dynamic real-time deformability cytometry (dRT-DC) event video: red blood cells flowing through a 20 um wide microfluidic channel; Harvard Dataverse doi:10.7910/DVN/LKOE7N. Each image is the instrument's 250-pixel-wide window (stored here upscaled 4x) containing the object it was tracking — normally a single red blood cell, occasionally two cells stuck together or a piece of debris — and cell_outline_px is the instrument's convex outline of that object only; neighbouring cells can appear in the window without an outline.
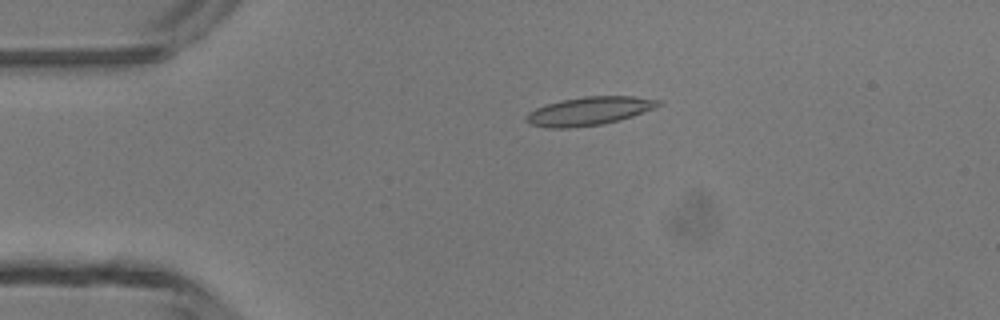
{"species": "common noctule bat (a hibernating species)", "species_latin": "Nyctalus noctula", "temperature_condition": "room temperature", "stored_images_in_passage": 3, "camera_frame_rate_fps": 3000, "um_per_image_px": 0.085, "animal": {"sex": "male", "body_mass_g": 13.3}, "frame": {"image": 1, "passage_image": 2, "time_ms": 1.0, "image_size_px": [1000, 320], "cell_outline_px": [[664, 104], [656, 108], [620, 120], [604, 124], [568, 128], [544, 128], [528, 124], [524, 120], [524, 116], [528, 112], [544, 104], [560, 100], [584, 96], [632, 96], [660, 100]], "centroid_in_image_um": [50.04, 9.44], "position_along_channel_um": 35.0, "area_um2": 22.31}}